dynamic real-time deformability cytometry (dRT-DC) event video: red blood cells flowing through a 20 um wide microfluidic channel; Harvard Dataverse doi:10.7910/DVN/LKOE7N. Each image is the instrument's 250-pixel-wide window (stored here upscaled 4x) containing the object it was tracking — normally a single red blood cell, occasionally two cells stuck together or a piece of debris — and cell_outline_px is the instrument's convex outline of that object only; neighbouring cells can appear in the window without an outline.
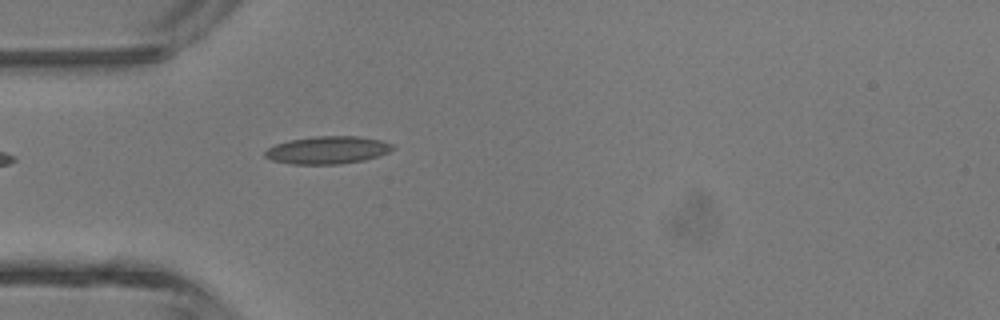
{"species": "common noctule bat (a hibernating species)", "species_latin": "Nyctalus noctula", "temperature_condition": "room temperature", "stored_images_in_passage": 4, "camera_frame_rate_fps": 3000, "um_per_image_px": 0.085, "animal": {"sex": "male", "body_mass_g": 13.3}, "frame": {"image": 1, "passage_image": 4, "time_ms": 3.333, "image_size_px": [1000, 320], "cell_outline_px": [[396, 148], [388, 152], [364, 160], [340, 164], [292, 164], [272, 160], [264, 156], [264, 152], [268, 148], [276, 144], [288, 140], [316, 136], [360, 136], [380, 140], [392, 144]], "centroid_in_image_um": [27.84, 12.75], "position_along_channel_um": 57.2, "area_um2": 20.52}}